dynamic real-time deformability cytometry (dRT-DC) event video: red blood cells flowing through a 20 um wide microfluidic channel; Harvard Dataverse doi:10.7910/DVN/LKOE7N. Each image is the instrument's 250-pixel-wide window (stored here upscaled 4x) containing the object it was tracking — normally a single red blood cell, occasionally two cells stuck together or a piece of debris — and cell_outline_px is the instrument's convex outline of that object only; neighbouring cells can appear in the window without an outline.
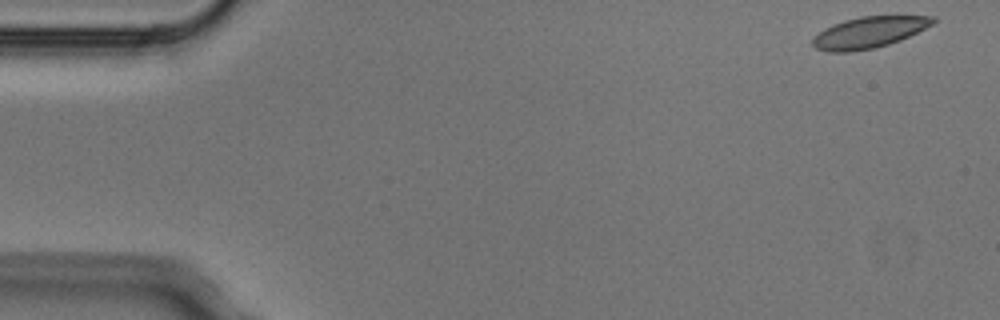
{"species": "Egyptian fruit bat (a non-hibernating species)", "species_latin": "Rousettus aegyptiacus", "temperature_condition": "cold", "stored_images_in_passage": 5, "camera_frame_rate_fps": 3000, "um_per_image_px": 0.085, "animal": {"sex": "male"}, "frame": {"image": 1, "passage_image": 1, "time_ms": 0.0, "image_size_px": [1000, 320], "cell_outline_px": [[936, 20], [932, 24], [900, 40], [888, 44], [872, 48], [852, 52], [828, 52], [816, 48], [812, 44], [812, 40], [824, 28], [832, 24], [844, 20], [860, 16], [936, 16]], "centroid_in_image_um": [73.83, 2.75], "position_along_channel_um": 11.2, "area_um2": 21.68}}